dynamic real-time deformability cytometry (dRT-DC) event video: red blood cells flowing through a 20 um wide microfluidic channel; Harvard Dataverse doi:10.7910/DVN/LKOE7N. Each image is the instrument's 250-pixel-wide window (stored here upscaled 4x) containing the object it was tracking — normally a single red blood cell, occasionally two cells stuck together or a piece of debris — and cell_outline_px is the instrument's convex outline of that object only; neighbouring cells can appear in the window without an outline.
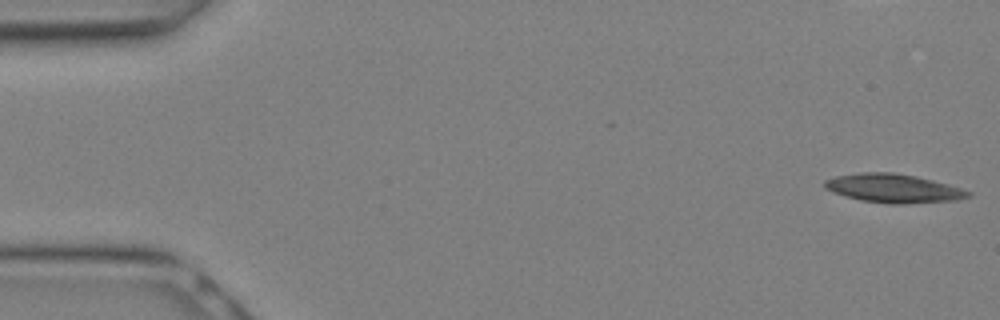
{"species": "Egyptian fruit bat (a non-hibernating species)", "species_latin": "Rousettus aegyptiacus", "temperature_condition": "warm", "stored_images_in_passage": 28, "camera_frame_rate_fps": 3000, "um_per_image_px": 0.085, "animal": {"sex": "female"}, "frame": {"image": 1, "passage_image": 1, "time_ms": 0.0, "image_size_px": [1000, 320], "cell_outline_px": [[972, 196], [956, 200], [904, 204], [892, 204], [860, 200], [832, 192], [824, 188], [824, 180], [836, 176], [860, 172], [892, 172], [916, 176], [932, 180], [960, 188], [972, 192]], "centroid_in_image_um": [75.93, 16.01], "position_along_channel_um": 9.1, "area_um2": 23.99}}